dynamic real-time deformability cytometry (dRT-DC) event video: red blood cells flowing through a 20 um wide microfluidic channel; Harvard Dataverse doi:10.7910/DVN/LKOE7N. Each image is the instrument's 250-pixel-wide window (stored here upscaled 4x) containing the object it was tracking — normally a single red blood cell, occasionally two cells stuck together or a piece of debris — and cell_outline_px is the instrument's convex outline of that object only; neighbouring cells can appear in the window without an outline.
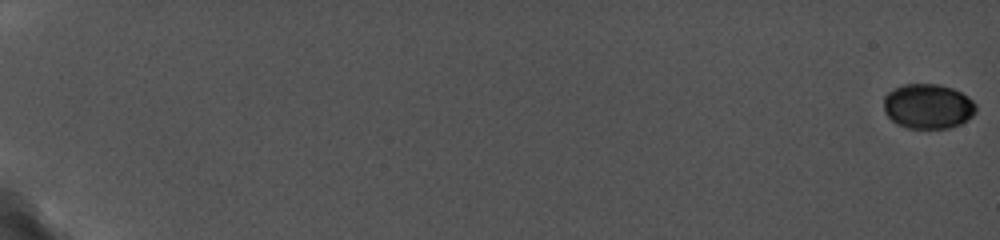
{"species": "common noctule bat (a hibernating species)", "species_latin": "Nyctalus noctula", "temperature_condition": "cold", "stored_images_in_passage": 43, "camera_frame_rate_fps": 5000, "um_per_image_px": 0.085, "animal": {"sex": "female", "body_mass_g": 19.0, "forearm_length_mm": 56.7}, "frame": {"image": 1, "passage_image": 1, "time_ms": 0.0, "image_size_px": [1000, 240], "cell_outline_px": [[976, 112], [972, 116], [960, 124], [948, 128], [908, 128], [896, 124], [884, 112], [884, 96], [892, 88], [904, 84], [940, 84], [952, 88], [968, 96], [976, 104]], "centroid_in_image_um": [78.87, 9.03], "position_along_channel_um": 6.1, "area_um2": 24.28}}
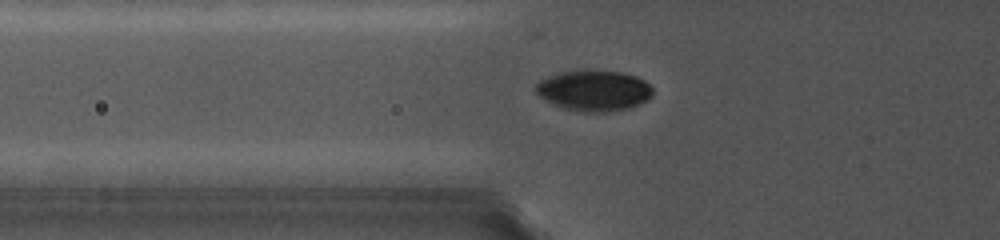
{"frame": {"image": 2, "passage_image": 17, "time_ms": 8.0, "image_size_px": [1000, 240], "cell_outline_px": [[652, 96], [640, 104], [628, 108], [604, 112], [584, 112], [560, 108], [552, 104], [540, 96], [536, 92], [536, 84], [540, 80], [560, 72], [620, 72], [636, 76], [644, 80], [652, 88]], "centroid_in_image_um": [50.49, 7.73], "position_along_channel_um": 75.3, "area_um2": 27.22}}
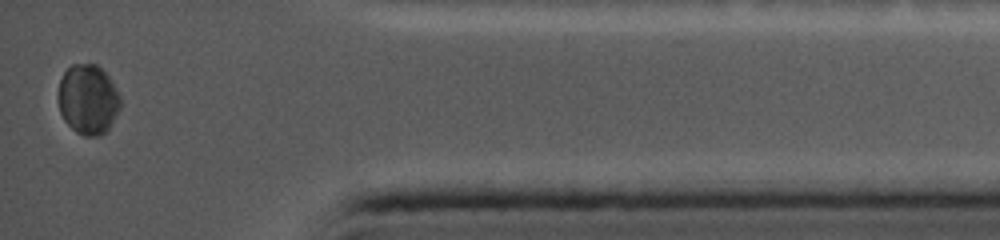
{"frame": {"image": 3, "passage_image": 43, "time_ms": 17.8, "image_size_px": [1000, 240], "cell_outline_px": [[120, 108], [108, 128], [100, 136], [84, 136], [76, 132], [64, 120], [60, 112], [56, 96], [60, 80], [64, 72], [72, 64], [96, 64], [108, 76], [120, 96]], "centroid_in_image_um": [7.45, 8.45], "position_along_channel_um": 427.8, "area_um2": 25.32}, "authors_computed_cell_mechanics": {"area_um2": 27.3972, "velocity_mm_per_s": 3.7636, "shape_relaxation_time_tau1_ms": 0.9435, "shape_relaxation_time_tau2_ms": null, "deformation_change_tau1": 0.0121, "deformation_change_tau2": null}}